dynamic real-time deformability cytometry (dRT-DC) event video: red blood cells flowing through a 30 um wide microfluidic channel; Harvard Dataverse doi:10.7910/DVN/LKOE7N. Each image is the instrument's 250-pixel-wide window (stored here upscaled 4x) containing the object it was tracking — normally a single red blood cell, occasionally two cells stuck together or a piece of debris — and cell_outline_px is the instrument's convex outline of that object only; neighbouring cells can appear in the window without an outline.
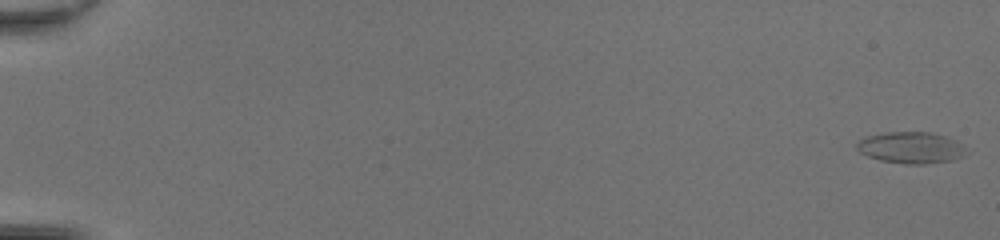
{"species": "common noctule bat (a hibernating species)", "species_latin": "Nyctalus noctula", "temperature_condition": "room temperature", "stored_images_in_passage": 50, "camera_frame_rate_fps": 3000, "um_per_image_px": 0.085, "animal": {"sex": "female", "body_mass_g": 20.0, "forearm_length_mm": 54.0}, "frame": {"image": 1, "passage_image": 1, "time_ms": 0.0, "image_size_px": [1000, 240], "cell_outline_px": [[972, 152], [964, 156], [952, 160], [924, 164], [904, 164], [880, 160], [868, 156], [860, 152], [856, 148], [856, 144], [860, 140], [868, 136], [888, 132], [932, 132], [948, 136], [956, 140]], "centroid_in_image_um": [77.51, 12.55], "position_along_channel_um": 7.5, "area_um2": 20.35}}
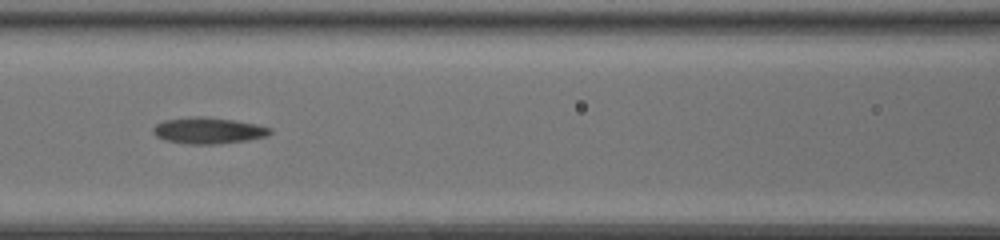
{"frame": {"image": 2, "passage_image": 25, "time_ms": 8.0, "image_size_px": [1000, 240], "cell_outline_px": [[272, 132], [268, 136], [248, 140], [216, 144], [184, 144], [164, 140], [156, 136], [152, 132], [152, 128], [156, 124], [164, 120], [196, 116], [204, 116], [232, 120], [256, 124], [272, 128]], "centroid_in_image_um": [17.69, 11.1], "position_along_channel_um": 148.9, "area_um2": 18.03}}
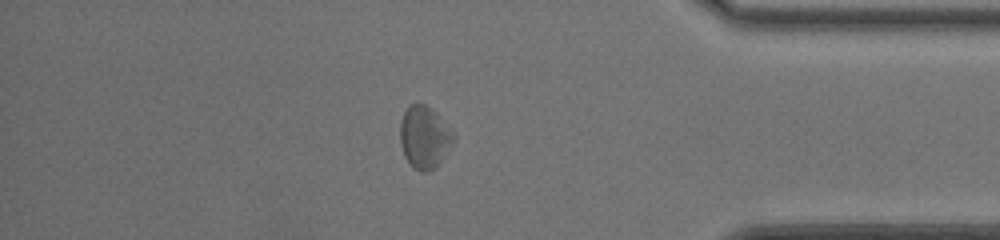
{"frame": {"image": 3, "passage_image": 44, "time_ms": 14.333, "image_size_px": [1000, 240], "cell_outline_px": [[456, 140], [436, 168], [428, 172], [420, 172], [412, 168], [408, 164], [404, 156], [400, 144], [400, 120], [408, 104], [424, 104], [432, 108], [440, 116], [456, 136]], "centroid_in_image_um": [36.08, 11.69], "position_along_channel_um": 399.1, "area_um2": 19.94}, "authors_computed_cell_mechanics": {"area_um2": 18.0336, "velocity_mm_per_s": 4.3011, "shape_relaxation_time_tau1_ms": 2.9608, "shape_relaxation_time_tau2_ms": 2.7267, "deformation_change_tau1": 0.0759, "deformation_change_tau2": 0.1146}}